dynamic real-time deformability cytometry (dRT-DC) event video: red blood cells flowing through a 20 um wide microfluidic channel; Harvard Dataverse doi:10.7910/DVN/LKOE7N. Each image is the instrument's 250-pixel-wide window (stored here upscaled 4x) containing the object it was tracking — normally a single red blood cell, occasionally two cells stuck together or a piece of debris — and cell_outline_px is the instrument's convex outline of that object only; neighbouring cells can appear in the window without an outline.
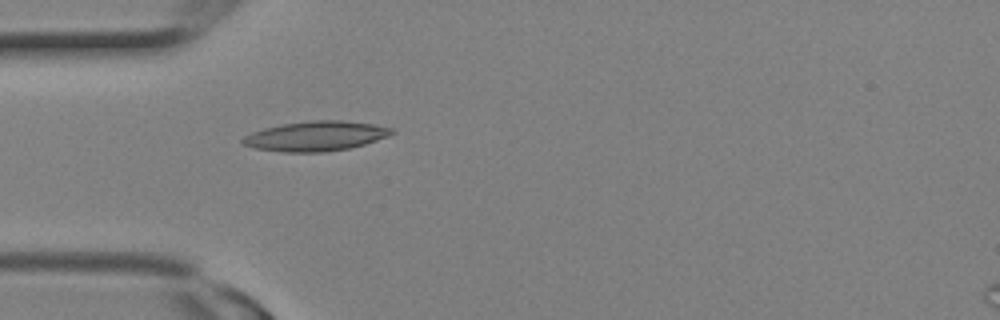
{"species": "Egyptian fruit bat (a non-hibernating species)", "species_latin": "Rousettus aegyptiacus", "temperature_condition": "room temperature", "stored_images_in_passage": 8, "camera_frame_rate_fps": 3000, "um_per_image_px": 0.085, "animal": {"sex": "female"}, "frame": {"image": 1, "passage_image": 8, "time_ms": 2.333, "image_size_px": [1000, 320], "cell_outline_px": [[396, 132], [388, 136], [364, 144], [348, 148], [324, 152], [284, 152], [256, 148], [244, 144], [240, 140], [244, 136], [252, 132], [264, 128], [280, 124], [308, 120], [344, 120], [376, 124], [396, 128]], "centroid_in_image_um": [26.88, 11.55], "position_along_channel_um": 58.1, "area_um2": 26.07}}